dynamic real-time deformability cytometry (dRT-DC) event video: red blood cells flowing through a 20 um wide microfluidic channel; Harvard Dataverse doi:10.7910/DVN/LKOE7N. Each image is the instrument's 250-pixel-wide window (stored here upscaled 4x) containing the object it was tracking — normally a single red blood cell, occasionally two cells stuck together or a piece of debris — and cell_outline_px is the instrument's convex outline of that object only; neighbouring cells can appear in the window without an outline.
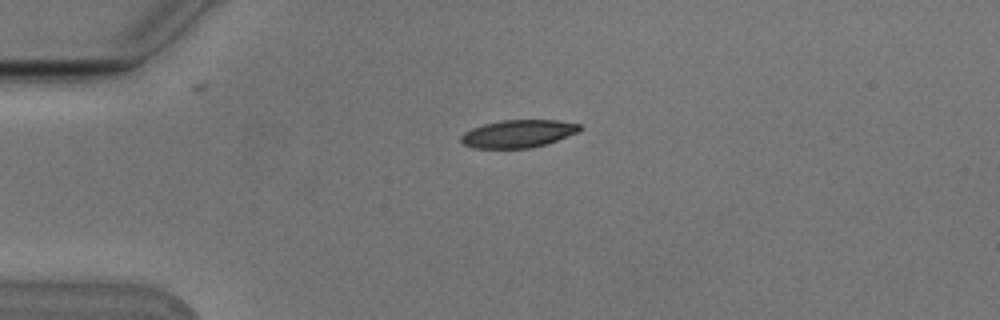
{"species": "Egyptian fruit bat (a non-hibernating species)", "species_latin": "Rousettus aegyptiacus", "temperature_condition": "cold", "stored_images_in_passage": 3, "camera_frame_rate_fps": 3000, "um_per_image_px": 0.085, "animal": {"sex": "male"}, "frame": {"image": 1, "passage_image": 2, "time_ms": 0.333, "image_size_px": [1000, 320], "cell_outline_px": [[584, 128], [580, 132], [544, 144], [528, 148], [472, 148], [464, 144], [460, 140], [460, 136], [464, 132], [472, 128], [484, 124], [500, 120], [556, 120], [580, 124]], "centroid_in_image_um": [44.05, 11.36], "position_along_channel_um": 41.0, "area_um2": 19.19}}